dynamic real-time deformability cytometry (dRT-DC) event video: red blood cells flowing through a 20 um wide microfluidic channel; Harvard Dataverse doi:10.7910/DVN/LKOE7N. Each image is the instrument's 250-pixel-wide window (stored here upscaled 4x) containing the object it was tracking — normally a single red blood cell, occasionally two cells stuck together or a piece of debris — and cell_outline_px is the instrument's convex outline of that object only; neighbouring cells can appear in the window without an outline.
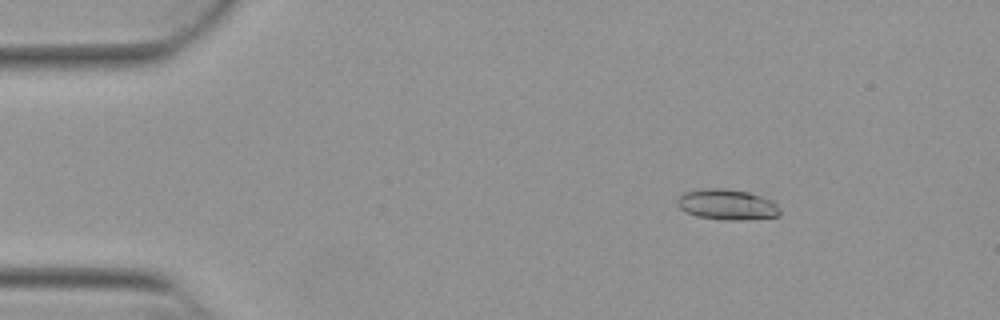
{"species": "Egyptian fruit bat (a non-hibernating species)", "species_latin": "Rousettus aegyptiacus", "temperature_condition": "warm", "stored_images_in_passage": 53, "camera_frame_rate_fps": 3000, "um_per_image_px": 0.085, "animal": {"sex": "female"}, "frame": {"image": 1, "passage_image": 8, "time_ms": 2.333, "image_size_px": [1000, 320], "cell_outline_px": [[780, 216], [744, 220], [724, 220], [696, 216], [684, 212], [676, 204], [676, 200], [684, 192], [700, 188], [720, 188], [748, 192], [772, 200], [780, 208]], "centroid_in_image_um": [61.78, 17.39], "position_along_channel_um": 23.2, "area_um2": 18.5}}
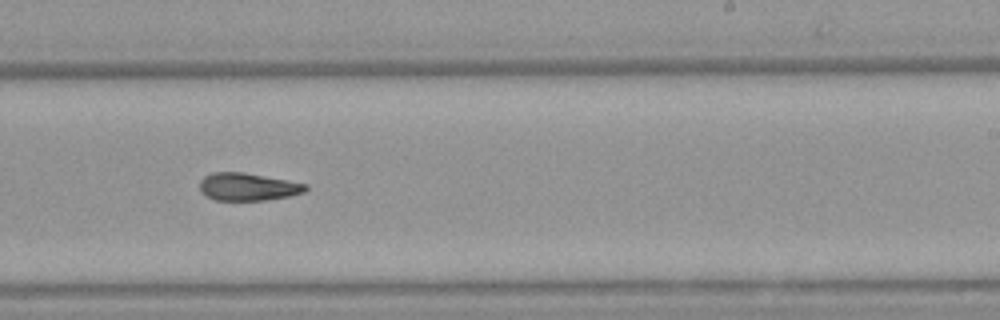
{"frame": {"image": 2, "passage_image": 33, "time_ms": 10.667, "image_size_px": [1000, 320], "cell_outline_px": [[308, 188], [304, 192], [288, 196], [264, 200], [216, 200], [200, 192], [200, 180], [204, 176], [212, 172], [244, 172], [288, 180], [308, 184]], "centroid_in_image_um": [21.06, 15.86], "position_along_channel_um": 267.9, "area_um2": 17.05}}
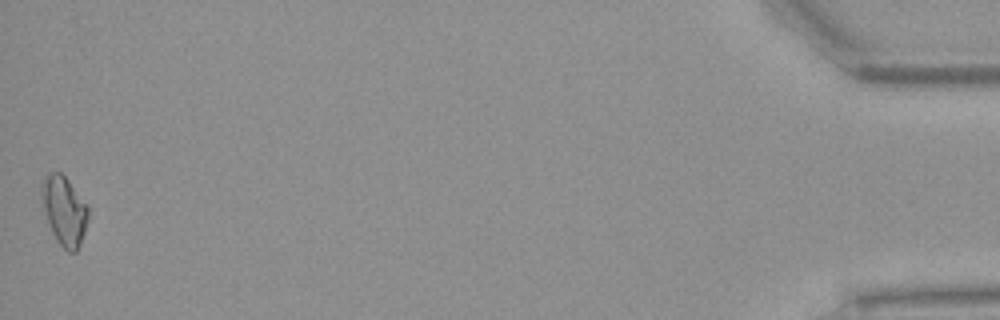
{"frame": {"image": 3, "passage_image": 53, "time_ms": 17.333, "image_size_px": [1000, 320], "cell_outline_px": [[88, 220], [80, 244], [76, 252], [68, 252], [60, 244], [52, 232], [48, 224], [40, 196], [40, 184], [44, 176], [48, 172], [60, 172], [68, 180], [88, 204]], "centroid_in_image_um": [5.44, 17.87], "position_along_channel_um": 429.8, "area_um2": 18.9}}